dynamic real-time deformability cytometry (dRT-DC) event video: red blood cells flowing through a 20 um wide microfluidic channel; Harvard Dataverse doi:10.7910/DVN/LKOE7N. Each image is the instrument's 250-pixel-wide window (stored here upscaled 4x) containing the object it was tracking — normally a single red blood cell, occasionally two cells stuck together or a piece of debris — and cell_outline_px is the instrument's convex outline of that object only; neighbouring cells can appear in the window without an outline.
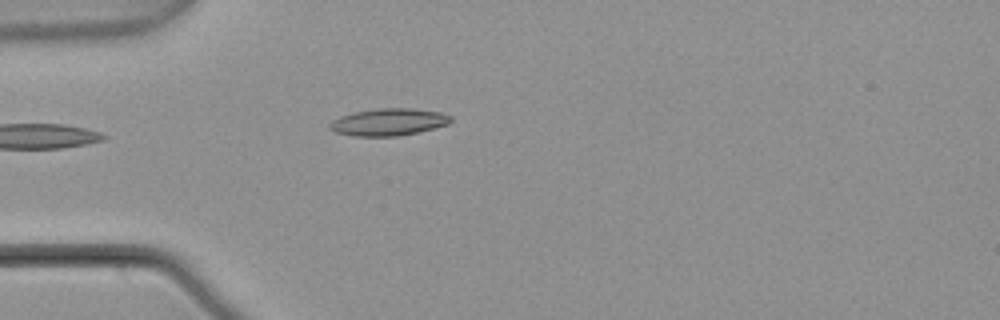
{"species": "common noctule bat (a hibernating species)", "species_latin": "Nyctalus noctula", "temperature_condition": "warm", "stored_images_in_passage": 2, "camera_frame_rate_fps": 3000, "um_per_image_px": 0.085, "animal": {"sex": "male", "body_mass_g": 21.5, "forearm_length_mm": 52.0}, "frame": {"image": 1, "passage_image": 2, "time_ms": 0.333, "image_size_px": [1000, 320], "cell_outline_px": [[452, 120], [448, 124], [420, 132], [400, 136], [352, 136], [336, 132], [328, 128], [328, 124], [332, 120], [340, 116], [352, 112], [380, 108], [412, 108], [440, 112], [452, 116]], "centroid_in_image_um": [33.02, 10.37], "position_along_channel_um": 52.0, "area_um2": 19.36}}